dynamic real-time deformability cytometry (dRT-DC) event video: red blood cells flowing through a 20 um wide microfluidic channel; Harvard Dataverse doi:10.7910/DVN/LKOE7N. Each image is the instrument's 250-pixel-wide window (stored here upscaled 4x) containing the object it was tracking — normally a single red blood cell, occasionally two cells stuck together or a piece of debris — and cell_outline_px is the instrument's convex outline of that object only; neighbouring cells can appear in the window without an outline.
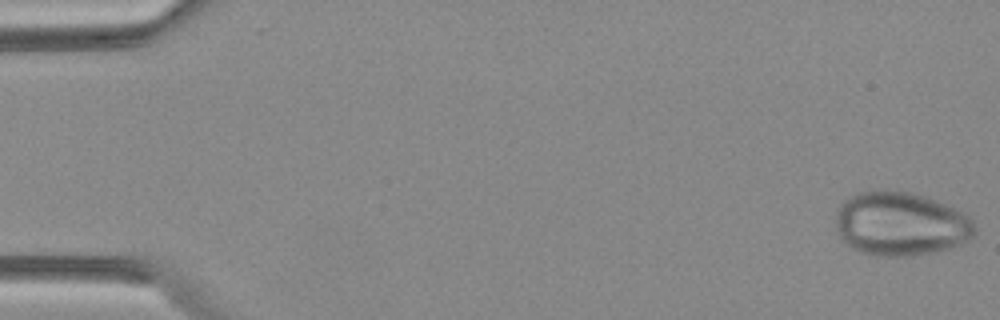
{"species": "Egyptian fruit bat (a non-hibernating species)", "species_latin": "Rousettus aegyptiacus", "temperature_condition": "warm", "stored_images_in_passage": 4, "camera_frame_rate_fps": 3000, "um_per_image_px": 0.085, "animal": {"sex": "female"}, "frame": {"image": 1, "passage_image": 1, "time_ms": 0.0, "image_size_px": [1000, 320], "cell_outline_px": [[976, 232], [968, 240], [952, 248], [936, 252], [912, 256], [880, 256], [860, 252], [852, 248], [840, 240], [836, 224], [836, 216], [840, 204], [844, 200], [860, 192], [908, 192], [924, 196], [964, 212], [972, 220], [976, 228]], "centroid_in_image_um": [76.57, 19.07], "position_along_channel_um": 8.4, "area_um2": 51.5}}